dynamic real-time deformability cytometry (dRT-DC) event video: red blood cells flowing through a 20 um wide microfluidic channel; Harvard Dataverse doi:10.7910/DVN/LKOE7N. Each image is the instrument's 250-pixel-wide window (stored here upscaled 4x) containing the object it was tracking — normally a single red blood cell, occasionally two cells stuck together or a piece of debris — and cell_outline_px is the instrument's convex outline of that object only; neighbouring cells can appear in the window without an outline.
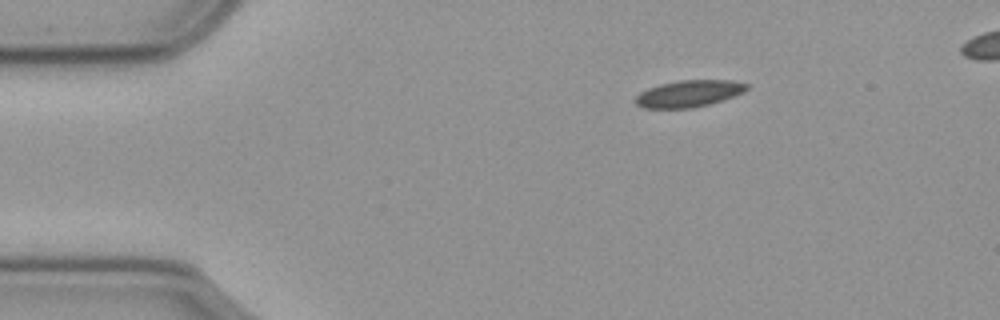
{"species": "common noctule bat (a hibernating species)", "species_latin": "Nyctalus noctula", "temperature_condition": "cold", "stored_images_in_passage": 48, "camera_frame_rate_fps": 3000, "um_per_image_px": 0.085, "animal": {"sex": "male", "body_mass_g": 23.1, "forearm_length_mm": 52.7}, "frame": {"image": 1, "passage_image": 1, "time_ms": 0.0, "image_size_px": [1000, 320], "cell_outline_px": [[748, 88], [732, 96], [708, 104], [688, 108], [644, 108], [636, 104], [632, 100], [640, 92], [648, 88], [660, 84], [676, 80], [732, 80], [748, 84]], "centroid_in_image_um": [58.47, 7.94], "position_along_channel_um": 26.5, "area_um2": 17.17}}
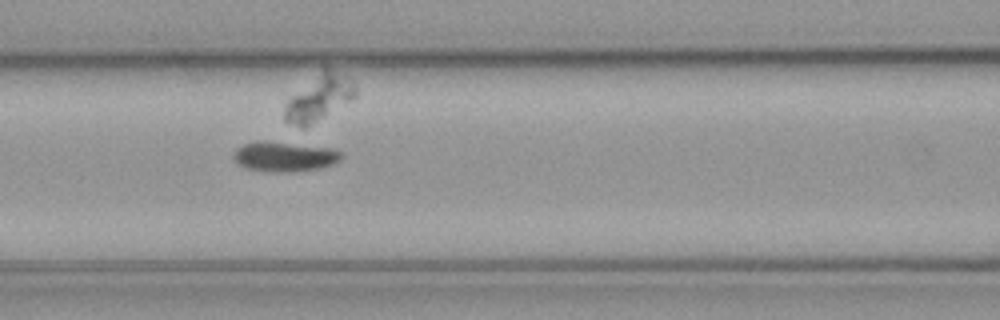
{"frame": {"image": 2, "passage_image": 16, "time_ms": 5.0, "image_size_px": [1000, 320], "cell_outline_px": [[340, 160], [320, 168], [288, 172], [280, 172], [248, 168], [240, 164], [236, 160], [236, 152], [244, 144], [256, 140], [264, 140], [328, 148], [340, 152]], "centroid_in_image_um": [24.19, 13.29], "position_along_channel_um": 142.4, "area_um2": 17.98}}
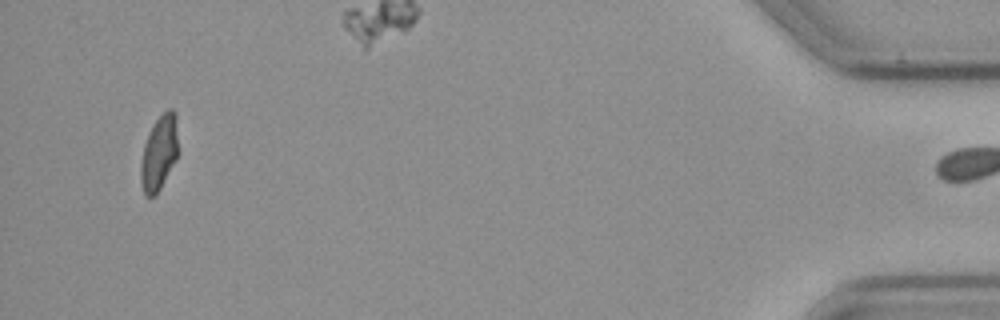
{"frame": {"image": 3, "passage_image": 47, "time_ms": 15.333, "image_size_px": [1000, 320], "cell_outline_px": [[176, 160], [156, 196], [144, 196], [140, 180], [140, 164], [144, 144], [152, 124], [168, 108], [172, 108], [176, 112]], "centroid_in_image_um": [13.49, 13.02], "position_along_channel_um": 421.7, "area_um2": 16.24}}